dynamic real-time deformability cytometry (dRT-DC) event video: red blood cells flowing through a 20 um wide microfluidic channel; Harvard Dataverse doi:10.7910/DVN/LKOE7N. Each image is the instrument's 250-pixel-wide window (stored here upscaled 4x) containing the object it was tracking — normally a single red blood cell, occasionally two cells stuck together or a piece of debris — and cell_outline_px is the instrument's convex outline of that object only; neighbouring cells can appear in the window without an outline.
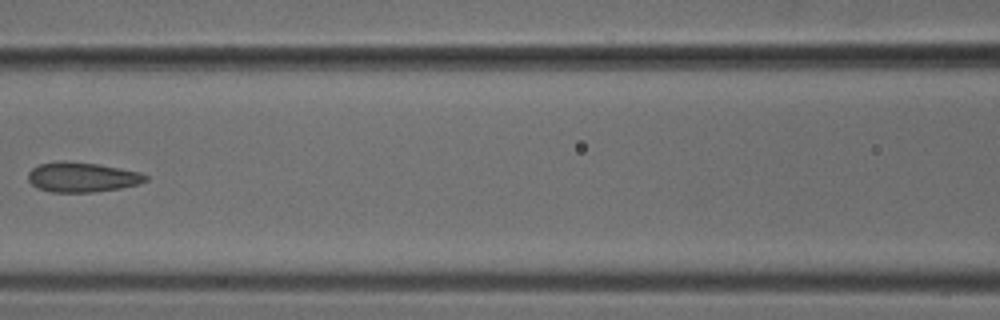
{"species": "common noctule bat (a hibernating species)", "species_latin": "Nyctalus noctula", "temperature_condition": "cold", "stored_images_in_passage": 7, "camera_frame_rate_fps": 3000, "um_per_image_px": 0.085, "animal": {"sex": "male", "body_mass_g": 18.8}, "frame": {"image": 1, "passage_image": 6, "time_ms": 1.667, "image_size_px": [1000, 320], "cell_outline_px": [[148, 180], [136, 184], [120, 188], [92, 192], [52, 192], [36, 188], [28, 180], [28, 172], [32, 168], [40, 164], [64, 160], [96, 164], [140, 172], [148, 176]], "centroid_in_image_um": [6.94, 15.06], "position_along_channel_um": 159.7, "area_um2": 20.29}}
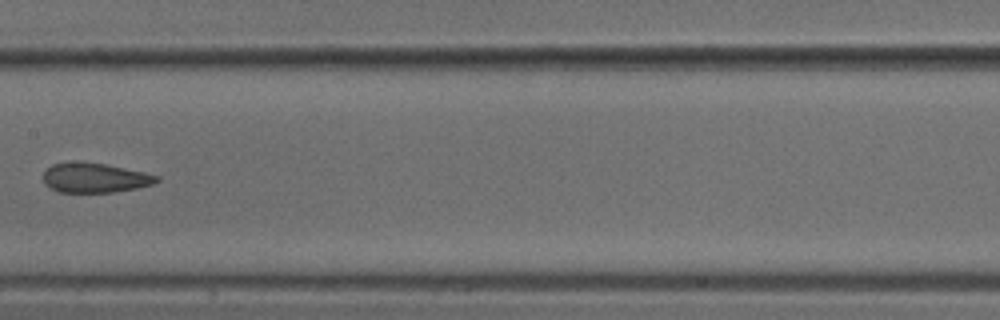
{"frame": {"image": 2, "passage_image": 7, "time_ms": 2.0, "image_size_px": [1000, 320], "cell_outline_px": [[160, 180], [152, 184], [136, 188], [112, 192], [60, 192], [44, 184], [44, 172], [52, 164], [104, 164], [144, 172], [160, 176]], "centroid_in_image_um": [8.11, 15.15], "position_along_channel_um": 199.3, "area_um2": 18.84}}